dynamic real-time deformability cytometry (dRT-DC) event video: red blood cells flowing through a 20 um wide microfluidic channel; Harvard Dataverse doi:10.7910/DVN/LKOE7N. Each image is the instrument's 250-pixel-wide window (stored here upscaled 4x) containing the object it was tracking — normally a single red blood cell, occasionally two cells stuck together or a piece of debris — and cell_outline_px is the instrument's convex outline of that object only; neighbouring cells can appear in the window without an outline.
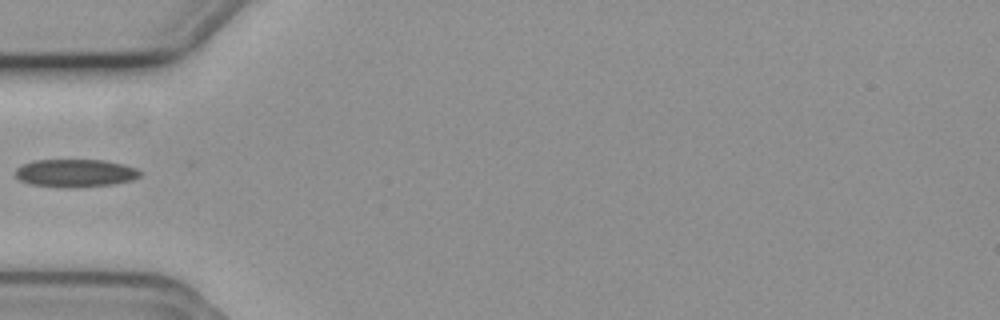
{"species": "common noctule bat (a hibernating species)", "species_latin": "Nyctalus noctula", "temperature_condition": "cold", "stored_images_in_passage": 23, "camera_frame_rate_fps": 3000, "um_per_image_px": 0.085, "animal": {"sex": "female", "body_mass_g": 19.3, "forearm_length_mm": 54.1}, "frame": {"image": 1, "passage_image": 1, "time_ms": 0.0, "image_size_px": [1000, 320], "cell_outline_px": [[140, 176], [132, 180], [112, 184], [76, 188], [64, 188], [32, 184], [20, 180], [16, 176], [16, 168], [32, 160], [104, 160], [124, 164], [136, 168], [140, 172]], "centroid_in_image_um": [6.41, 14.71], "position_along_channel_um": 78.6, "area_um2": 20.29}}